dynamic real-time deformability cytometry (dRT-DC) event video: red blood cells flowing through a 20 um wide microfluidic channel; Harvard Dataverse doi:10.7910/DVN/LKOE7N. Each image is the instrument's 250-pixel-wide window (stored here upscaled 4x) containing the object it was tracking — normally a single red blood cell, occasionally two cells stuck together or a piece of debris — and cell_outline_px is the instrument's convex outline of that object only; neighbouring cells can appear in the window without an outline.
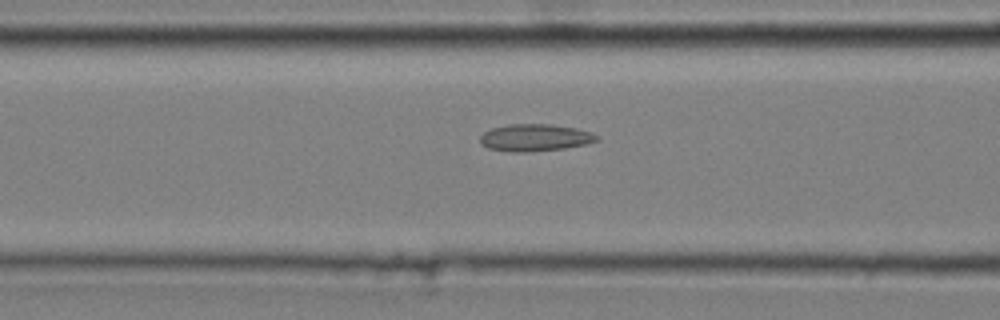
{"species": "common noctule bat (a hibernating species)", "species_latin": "Nyctalus noctula", "temperature_condition": "cold", "stored_images_in_passage": 33, "camera_frame_rate_fps": 3000, "um_per_image_px": 0.085, "animal": {"sex": "male", "body_mass_g": 20.4}, "frame": {"image": 1, "passage_image": 6, "time_ms": 1.667, "image_size_px": [1000, 320], "cell_outline_px": [[600, 140], [584, 144], [564, 148], [524, 152], [512, 152], [488, 148], [480, 144], [480, 136], [484, 132], [492, 128], [508, 124], [552, 124], [576, 128], [592, 132], [600, 136]], "centroid_in_image_um": [45.48, 11.69], "position_along_channel_um": 121.1, "area_um2": 18.5}}
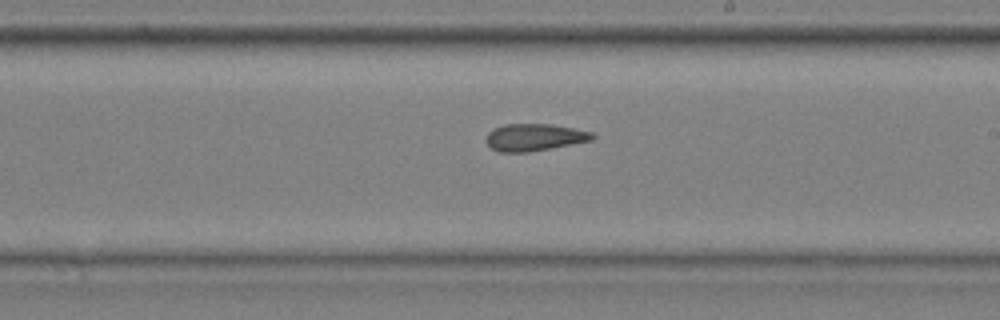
{"frame": {"image": 2, "passage_image": 16, "time_ms": 5.0, "image_size_px": [1000, 320], "cell_outline_px": [[596, 136], [592, 140], [528, 152], [500, 152], [492, 148], [484, 140], [488, 132], [492, 128], [504, 124], [552, 124], [592, 132]], "centroid_in_image_um": [45.38, 11.66], "position_along_channel_um": 243.6, "area_um2": 16.76}}
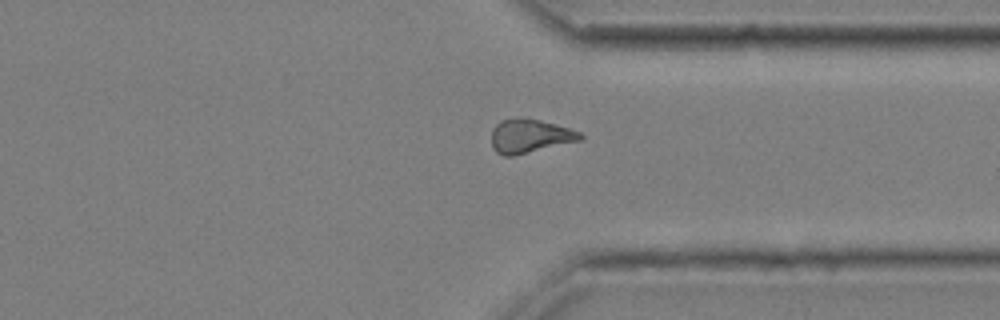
{"frame": {"image": 3, "passage_image": 26, "time_ms": 8.333, "image_size_px": [1000, 320], "cell_outline_px": [[584, 136], [580, 140], [512, 156], [504, 156], [496, 152], [492, 148], [492, 128], [500, 120], [516, 116], [524, 116], [556, 124], [580, 132]], "centroid_in_image_um": [44.99, 11.53], "position_along_channel_um": 366.4, "area_um2": 17.63}, "authors_computed_cell_mechanics": {"area_um2": 17.2244, "velocity_mm_per_s": 3.6782, "shape_relaxation_time_tau1_ms": null, "shape_relaxation_time_tau2_ms": 3.79, "deformation_change_tau1": null, "deformation_change_tau2": 0.134}}